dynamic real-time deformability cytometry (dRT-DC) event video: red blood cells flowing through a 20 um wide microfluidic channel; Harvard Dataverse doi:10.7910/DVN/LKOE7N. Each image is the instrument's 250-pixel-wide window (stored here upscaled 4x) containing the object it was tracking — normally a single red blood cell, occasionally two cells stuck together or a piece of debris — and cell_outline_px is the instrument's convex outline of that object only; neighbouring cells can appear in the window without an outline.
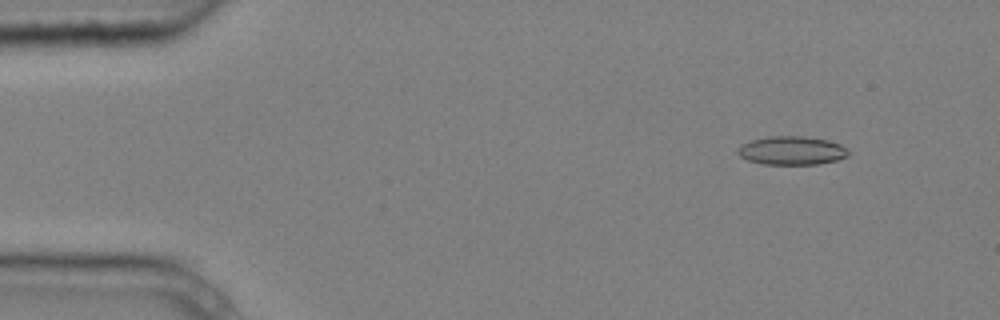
{"species": "common noctule bat (a hibernating species)", "species_latin": "Nyctalus noctula", "temperature_condition": "cold", "stored_images_in_passage": 4, "camera_frame_rate_fps": 3000, "um_per_image_px": 0.085, "animal": {"sex": "male", "body_mass_g": 20.4}, "frame": {"image": 1, "passage_image": 1, "time_ms": 0.0, "image_size_px": [1000, 320], "cell_outline_px": [[848, 156], [836, 160], [820, 164], [764, 164], [748, 160], [740, 156], [736, 152], [736, 148], [740, 144], [748, 140], [768, 136], [804, 136], [828, 140], [840, 144], [848, 152]], "centroid_in_image_um": [67.23, 12.78], "position_along_channel_um": 17.8, "area_um2": 18.55}}